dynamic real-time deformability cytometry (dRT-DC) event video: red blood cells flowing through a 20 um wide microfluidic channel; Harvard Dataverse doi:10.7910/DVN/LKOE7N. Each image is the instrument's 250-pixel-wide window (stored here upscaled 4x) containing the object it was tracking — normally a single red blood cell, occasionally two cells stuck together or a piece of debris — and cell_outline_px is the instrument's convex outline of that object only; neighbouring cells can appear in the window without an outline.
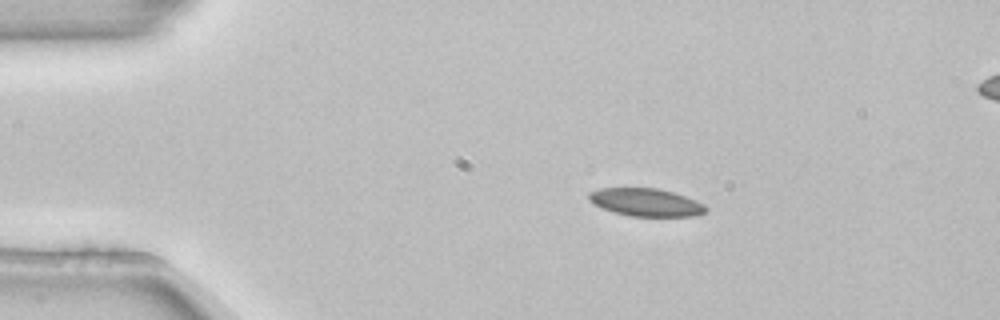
{"species": "common noctule bat (a hibernating species)", "species_latin": "Nyctalus noctula", "temperature_condition": "room temperature", "stored_images_in_passage": 3, "segment_of_instrument_passage": [1, 2], "camera_frame_rate_fps": 3000, "um_per_image_px": 0.085, "animal": {"sex": "female", "body_mass_g": 22.7, "forearm_length_mm": 54.2}, "frame": {"image": 1, "passage_image": 1, "time_ms": 0.0, "image_size_px": [1000, 320], "cell_outline_px": [[708, 212], [692, 216], [628, 216], [612, 212], [588, 200], [588, 192], [600, 188], [656, 188], [672, 192], [684, 196], [704, 204], [708, 208]], "centroid_in_image_um": [54.9, 17.2], "position_along_channel_um": 30.1, "area_um2": 18.9}}